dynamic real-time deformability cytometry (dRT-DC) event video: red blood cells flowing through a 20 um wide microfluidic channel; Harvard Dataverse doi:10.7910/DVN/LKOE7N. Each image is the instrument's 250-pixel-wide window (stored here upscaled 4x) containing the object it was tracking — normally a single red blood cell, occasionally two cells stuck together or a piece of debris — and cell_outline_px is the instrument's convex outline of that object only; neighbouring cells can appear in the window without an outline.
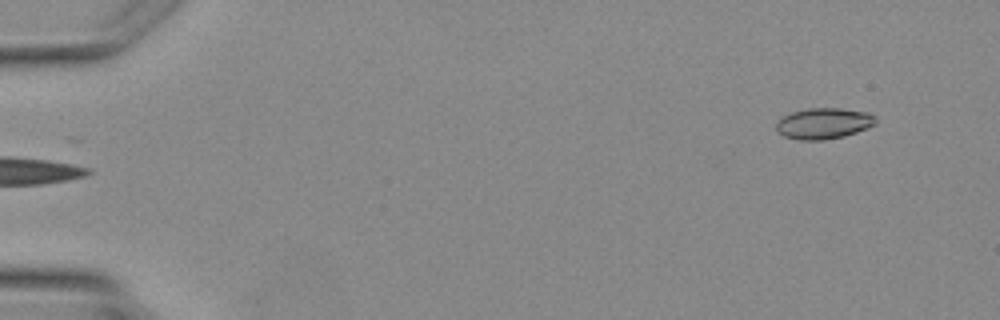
{"species": "Egyptian fruit bat (a non-hibernating species)", "species_latin": "Rousettus aegyptiacus", "temperature_condition": "warm", "stored_images_in_passage": 3, "segment_of_instrument_passage": [2, 2], "camera_frame_rate_fps": 3000, "um_per_image_px": 0.085, "animal": {"sex": "female"}, "frame": {"image": 1, "passage_image": 3, "time_ms": 2.667, "image_size_px": [1000, 320], "cell_outline_px": [[876, 124], [868, 128], [844, 136], [824, 140], [800, 140], [784, 136], [776, 128], [776, 120], [792, 112], [808, 108], [840, 108], [868, 112], [876, 116]], "centroid_in_image_um": [70.03, 10.48], "position_along_channel_um": 15.0, "area_um2": 18.03}}